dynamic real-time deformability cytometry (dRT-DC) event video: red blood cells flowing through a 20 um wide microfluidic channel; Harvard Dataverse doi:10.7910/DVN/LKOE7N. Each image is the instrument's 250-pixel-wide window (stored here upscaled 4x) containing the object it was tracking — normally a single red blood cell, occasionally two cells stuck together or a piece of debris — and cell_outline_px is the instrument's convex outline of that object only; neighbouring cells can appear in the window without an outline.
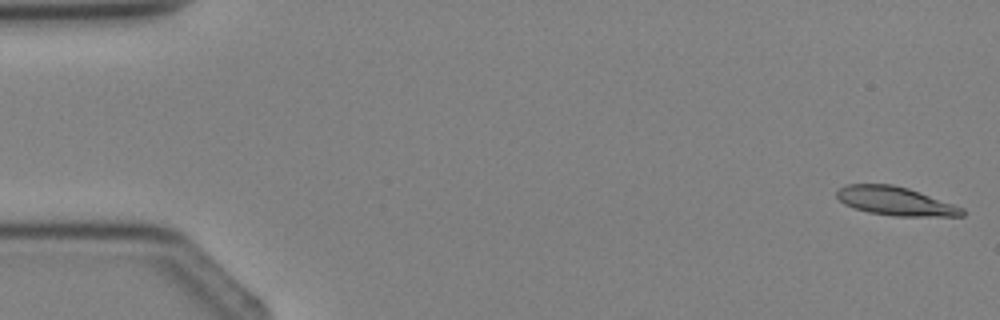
{"species": "Egyptian fruit bat (a non-hibernating species)", "species_latin": "Rousettus aegyptiacus", "temperature_condition": "cold", "stored_images_in_passage": 4, "camera_frame_rate_fps": 3000, "um_per_image_px": 0.085, "animal": {"sex": "female"}, "frame": {"image": 1, "passage_image": 1, "time_ms": 0.0, "image_size_px": [1000, 320], "cell_outline_px": [[964, 216], [896, 216], [868, 212], [844, 204], [836, 196], [836, 192], [844, 184], [892, 184], [908, 188], [920, 192], [964, 208]], "centroid_in_image_um": [76.1, 17.09], "position_along_channel_um": 8.9, "area_um2": 20.81}}